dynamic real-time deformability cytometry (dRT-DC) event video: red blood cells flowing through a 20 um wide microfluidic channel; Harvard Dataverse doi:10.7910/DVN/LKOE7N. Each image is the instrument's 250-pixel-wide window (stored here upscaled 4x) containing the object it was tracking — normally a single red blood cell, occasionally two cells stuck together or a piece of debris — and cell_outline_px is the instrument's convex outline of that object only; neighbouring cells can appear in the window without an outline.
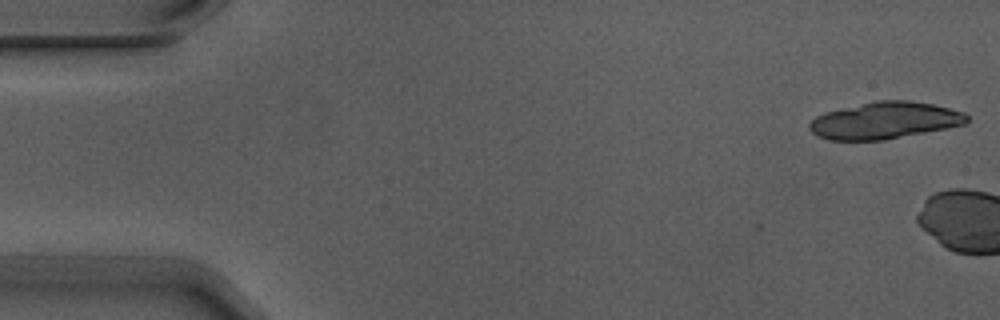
{"species": "Egyptian fruit bat (a non-hibernating species)", "species_latin": "Rousettus aegyptiacus", "temperature_condition": "warm", "stored_images_in_passage": 2, "camera_frame_rate_fps": 3000, "um_per_image_px": 0.085, "animal": {"sex": "male"}, "frame": {"image": 1, "passage_image": 1, "time_ms": 0.0, "image_size_px": [1000, 320], "cell_outline_px": [[968, 120], [964, 124], [884, 140], [828, 140], [816, 136], [808, 128], [808, 124], [816, 116], [824, 112], [876, 100], [908, 100], [932, 104], [964, 112], [968, 116]], "centroid_in_image_um": [75.14, 10.24], "position_along_channel_um": 9.9, "area_um2": 33.64}}